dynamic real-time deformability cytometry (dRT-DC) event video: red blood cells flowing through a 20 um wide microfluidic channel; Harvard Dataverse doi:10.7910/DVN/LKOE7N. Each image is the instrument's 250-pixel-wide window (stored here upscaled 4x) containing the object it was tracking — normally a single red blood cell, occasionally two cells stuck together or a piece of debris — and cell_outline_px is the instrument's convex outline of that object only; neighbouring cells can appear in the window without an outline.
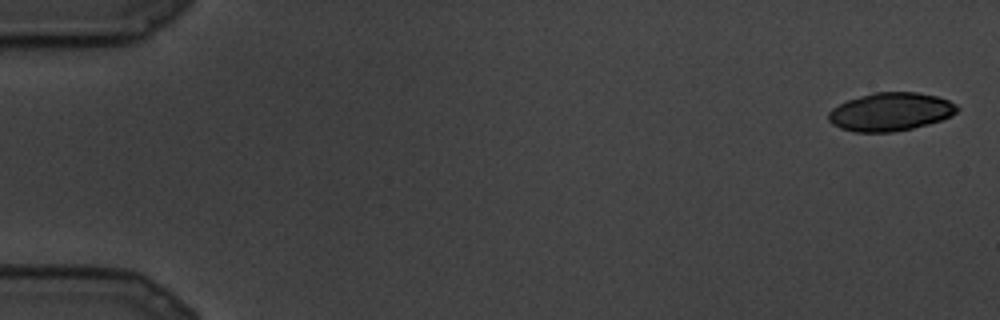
{"species": "common noctule bat (a hibernating species)", "species_latin": "Nyctalus noctula", "temperature_condition": "cold", "stored_images_in_passage": 11, "camera_frame_rate_fps": 3000, "um_per_image_px": 0.085, "animal": {"sex": "male", "body_mass_g": 19.5, "forearm_length_mm": 54.6}, "frame": {"image": 1, "passage_image": 1, "time_ms": 0.0, "image_size_px": [1000, 320], "cell_outline_px": [[960, 108], [952, 116], [928, 124], [912, 128], [892, 132], [852, 132], [840, 128], [832, 124], [828, 120], [828, 112], [832, 108], [848, 100], [872, 92], [916, 92], [936, 96], [948, 100], [956, 104]], "centroid_in_image_um": [75.68, 9.5], "position_along_channel_um": 9.3, "area_um2": 28.73}}